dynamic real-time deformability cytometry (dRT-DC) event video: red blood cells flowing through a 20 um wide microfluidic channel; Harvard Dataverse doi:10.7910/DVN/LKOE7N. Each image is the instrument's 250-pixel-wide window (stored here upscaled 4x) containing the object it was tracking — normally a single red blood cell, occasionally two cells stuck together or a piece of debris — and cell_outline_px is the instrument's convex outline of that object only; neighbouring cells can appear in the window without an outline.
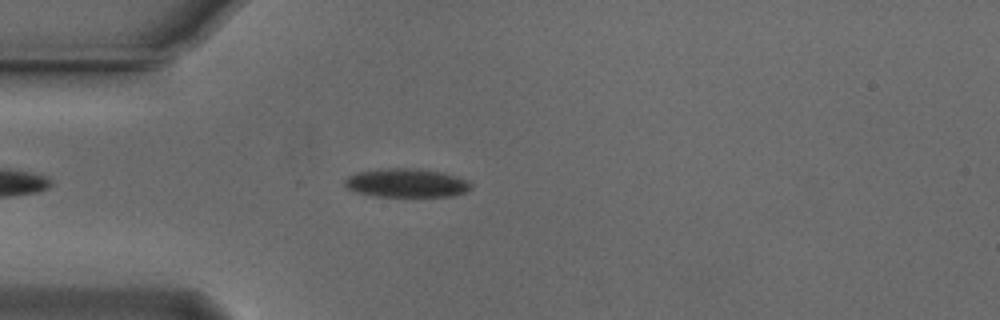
{"species": "Egyptian fruit bat (a non-hibernating species)", "species_latin": "Rousettus aegyptiacus", "temperature_condition": "cold", "stored_images_in_passage": 46, "camera_frame_rate_fps": 3000, "um_per_image_px": 0.085, "animal": {"sex": "male"}, "frame": {"image": 1, "passage_image": 6, "time_ms": 1.667, "image_size_px": [1000, 320], "cell_outline_px": [[472, 188], [464, 192], [452, 196], [372, 196], [348, 188], [344, 184], [344, 180], [348, 176], [356, 172], [388, 168], [412, 168], [444, 172], [468, 180], [472, 184]], "centroid_in_image_um": [34.58, 15.54], "position_along_channel_um": 50.4, "area_um2": 21.04}}
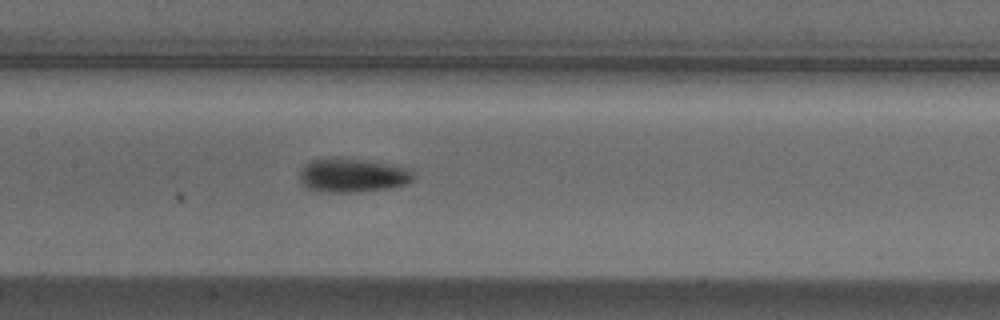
{"frame": {"image": 2, "passage_image": 17, "time_ms": 5.333, "image_size_px": [1000, 320], "cell_outline_px": [[412, 180], [404, 184], [388, 188], [356, 192], [312, 192], [300, 180], [300, 172], [304, 164], [312, 160], [324, 156], [340, 156], [412, 168]], "centroid_in_image_um": [29.89, 14.88], "position_along_channel_um": 177.5, "area_um2": 22.89}}
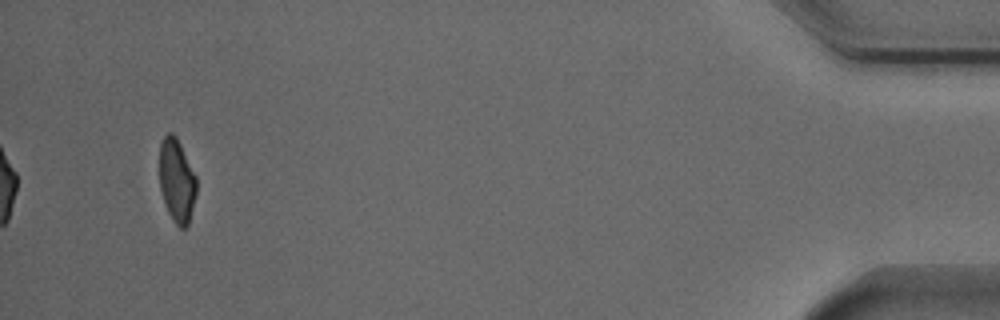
{"frame": {"image": 3, "passage_image": 43, "time_ms": 14.0, "image_size_px": [1000, 320], "cell_outline_px": [[196, 192], [188, 224], [184, 228], [180, 228], [172, 220], [168, 212], [160, 188], [160, 144], [164, 136], [168, 132], [172, 132], [176, 136], [196, 176]], "centroid_in_image_um": [15.02, 15.34], "position_along_channel_um": 420.2, "area_um2": 17.74}, "authors_computed_cell_mechanics": {"area_um2": 20.6635, "velocity_mm_per_s": 3.744, "shape_relaxation_time_tau1_ms": 3.3048, "shape_relaxation_time_tau2_ms": 3.8486, "deformation_change_tau1": 0.1096, "deformation_change_tau2": 0.0877}}